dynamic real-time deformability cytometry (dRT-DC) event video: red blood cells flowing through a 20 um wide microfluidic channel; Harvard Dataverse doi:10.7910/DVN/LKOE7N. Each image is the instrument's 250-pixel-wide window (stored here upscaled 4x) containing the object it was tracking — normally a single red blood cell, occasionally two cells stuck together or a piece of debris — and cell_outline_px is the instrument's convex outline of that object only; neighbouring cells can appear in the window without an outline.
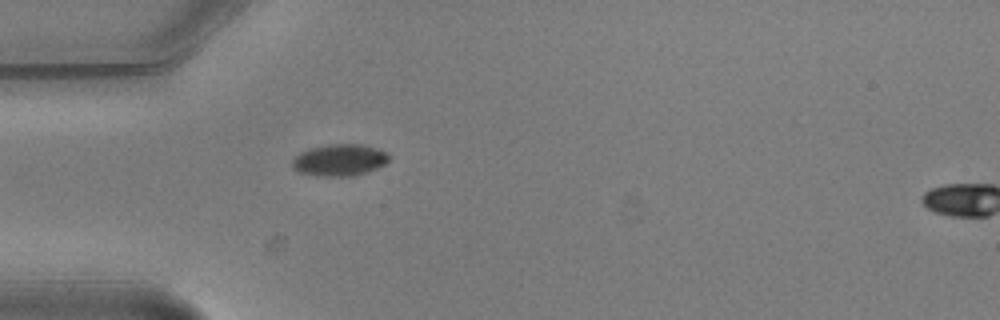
{"species": "common noctule bat (a hibernating species)", "species_latin": "Nyctalus noctula", "temperature_condition": "warm", "stored_images_in_passage": 2, "segment_of_instrument_passage": [1, 2], "camera_frame_rate_fps": 3000, "um_per_image_px": 0.085, "animal": {"sex": "male", "body_mass_g": 20.5, "forearm_length_mm": 52.5}, "frame": {"image": 1, "passage_image": 1, "time_ms": 0.0, "image_size_px": [1000, 320], "cell_outline_px": [[388, 160], [384, 164], [376, 168], [352, 176], [316, 176], [300, 172], [292, 168], [292, 160], [300, 152], [312, 148], [332, 144], [360, 144], [384, 152], [388, 156]], "centroid_in_image_um": [28.8, 13.62], "position_along_channel_um": 56.2, "area_um2": 17.46}}